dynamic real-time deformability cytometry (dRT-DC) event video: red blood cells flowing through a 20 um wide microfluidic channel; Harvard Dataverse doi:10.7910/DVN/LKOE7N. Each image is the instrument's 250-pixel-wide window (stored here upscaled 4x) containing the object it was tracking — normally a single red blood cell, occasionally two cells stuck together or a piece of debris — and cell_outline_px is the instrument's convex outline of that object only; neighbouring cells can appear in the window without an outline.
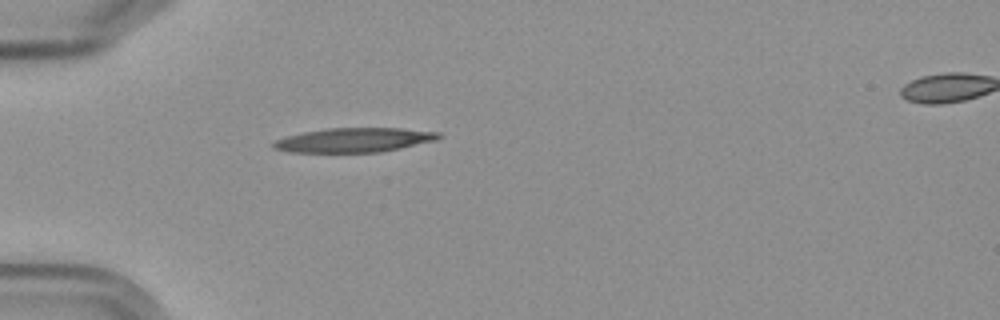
{"species": "Egyptian fruit bat (a non-hibernating species)", "species_latin": "Rousettus aegyptiacus", "temperature_condition": "cold", "stored_images_in_passage": 2, "segment_of_instrument_passage": [1, 2], "camera_frame_rate_fps": 3000, "um_per_image_px": 0.085, "frame": {"image": 1, "passage_image": 1, "time_ms": 0.0, "image_size_px": [1000, 320], "cell_outline_px": [[440, 136], [436, 140], [400, 148], [380, 152], [288, 152], [272, 148], [272, 144], [276, 140], [288, 136], [304, 132], [328, 128], [400, 128], [440, 132]], "centroid_in_image_um": [30.09, 11.9], "position_along_channel_um": 54.9, "area_um2": 23.24}}